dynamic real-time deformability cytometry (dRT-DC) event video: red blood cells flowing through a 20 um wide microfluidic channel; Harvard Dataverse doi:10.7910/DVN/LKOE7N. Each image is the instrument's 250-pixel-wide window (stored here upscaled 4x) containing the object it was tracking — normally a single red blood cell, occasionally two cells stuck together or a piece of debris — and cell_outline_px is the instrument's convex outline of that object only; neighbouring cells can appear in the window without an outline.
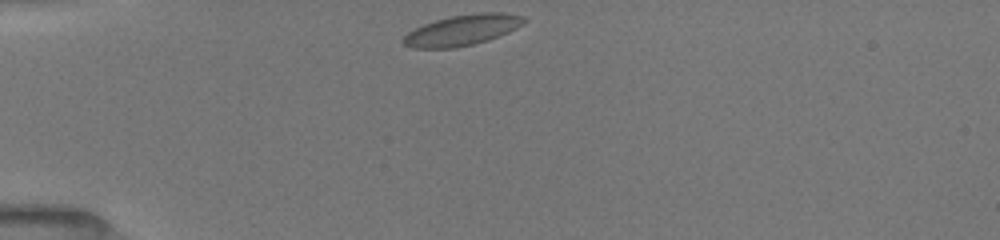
{"species": "common noctule bat (a hibernating species)", "species_latin": "Nyctalus noctula", "temperature_condition": "room temperature", "stored_images_in_passage": 39, "camera_frame_rate_fps": 3000, "um_per_image_px": 0.085, "animal": {"sex": "female", "body_mass_g": 19.5, "forearm_length_mm": 54.1}, "frame": {"image": 1, "passage_image": 1, "time_ms": 0.0, "image_size_px": [1000, 240], "cell_outline_px": [[528, 20], [524, 24], [508, 32], [488, 40], [456, 48], [412, 48], [404, 44], [400, 40], [408, 32], [424, 24], [436, 20], [452, 16], [480, 12], [504, 12], [524, 16]], "centroid_in_image_um": [39.32, 2.55], "position_along_channel_um": 45.7, "area_um2": 21.62}}
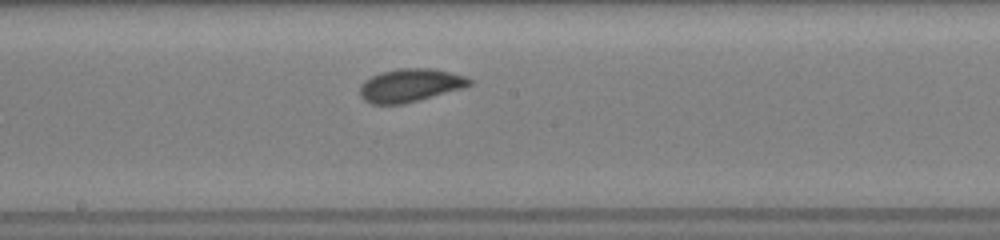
{"frame": {"image": 2, "passage_image": 16, "time_ms": 5.0, "image_size_px": [1000, 240], "cell_outline_px": [[472, 84], [464, 88], [404, 104], [372, 104], [364, 100], [360, 96], [360, 84], [364, 80], [380, 72], [400, 68], [432, 68], [464, 76], [472, 80]], "centroid_in_image_um": [34.84, 7.25], "position_along_channel_um": 213.4, "area_um2": 21.21}}
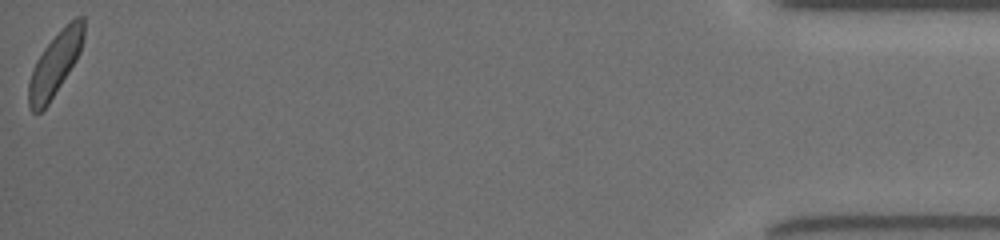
{"frame": {"image": 3, "passage_image": 39, "time_ms": 12.667, "image_size_px": [1000, 240], "cell_outline_px": [[84, 36], [80, 52], [76, 60], [48, 104], [40, 112], [32, 112], [28, 108], [28, 84], [32, 68], [36, 60], [44, 48], [76, 16], [84, 16]], "centroid_in_image_um": [4.66, 5.48], "position_along_channel_um": 430.5, "area_um2": 19.88}, "authors_computed_cell_mechanics": {"area_um2": 20.5768, "velocity_mm_per_s": 3.9574, "shape_relaxation_time_tau1_ms": 2.1979, "shape_relaxation_time_tau2_ms": 0.7792, "deformation_change_tau1": 0.0926, "deformation_change_tau2": 0.0609}}